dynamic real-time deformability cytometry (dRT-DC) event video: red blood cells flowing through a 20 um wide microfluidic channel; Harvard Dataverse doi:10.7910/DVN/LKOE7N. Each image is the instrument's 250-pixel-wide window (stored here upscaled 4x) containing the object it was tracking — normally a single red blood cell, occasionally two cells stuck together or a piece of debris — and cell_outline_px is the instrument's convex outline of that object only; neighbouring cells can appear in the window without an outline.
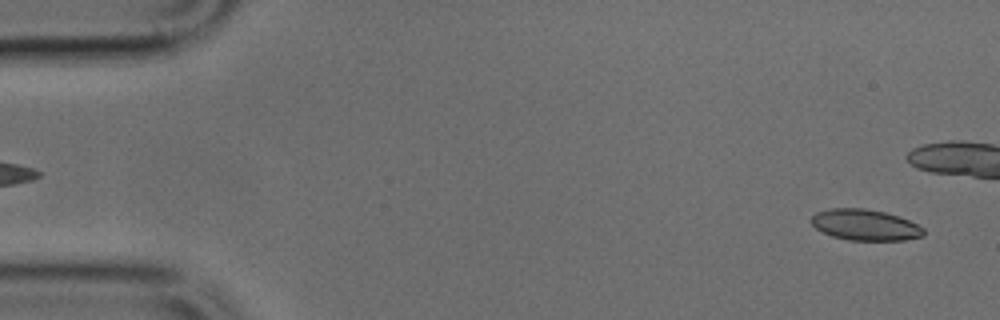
{"species": "common noctule bat (a hibernating species)", "species_latin": "Nyctalus noctula", "temperature_condition": "cold", "stored_images_in_passage": 49, "camera_frame_rate_fps": 3000, "um_per_image_px": 0.085, "animal": {"sex": "male", "body_mass_g": 17.9, "forearm_length_mm": 54.2}, "frame": {"image": 1, "passage_image": 2, "time_ms": 0.333, "image_size_px": [1000, 320], "cell_outline_px": [[924, 236], [904, 240], [848, 240], [832, 236], [816, 228], [812, 224], [812, 216], [816, 212], [828, 208], [864, 208], [884, 212], [908, 220], [924, 228]], "centroid_in_image_um": [73.53, 19.11], "position_along_channel_um": 11.5, "area_um2": 20.17}}
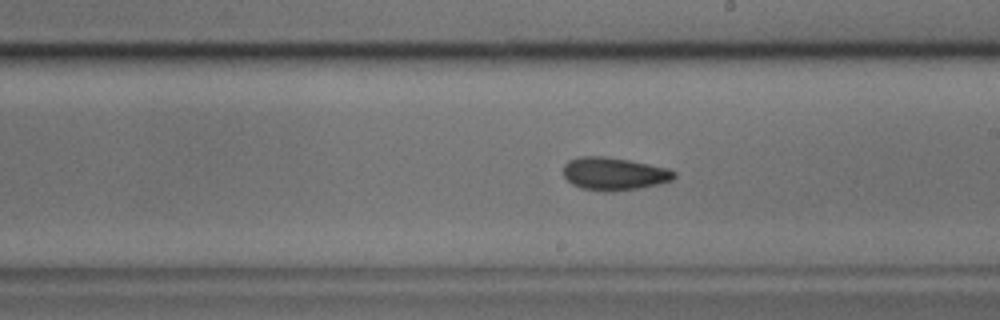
{"frame": {"image": 2, "passage_image": 27, "time_ms": 8.667, "image_size_px": [1000, 320], "cell_outline_px": [[676, 176], [672, 180], [660, 184], [640, 188], [612, 192], [608, 192], [580, 188], [572, 184], [564, 176], [564, 164], [568, 160], [580, 156], [604, 156], [628, 160], [668, 168], [676, 172]], "centroid_in_image_um": [52.2, 14.78], "position_along_channel_um": 236.8, "area_um2": 21.33}}
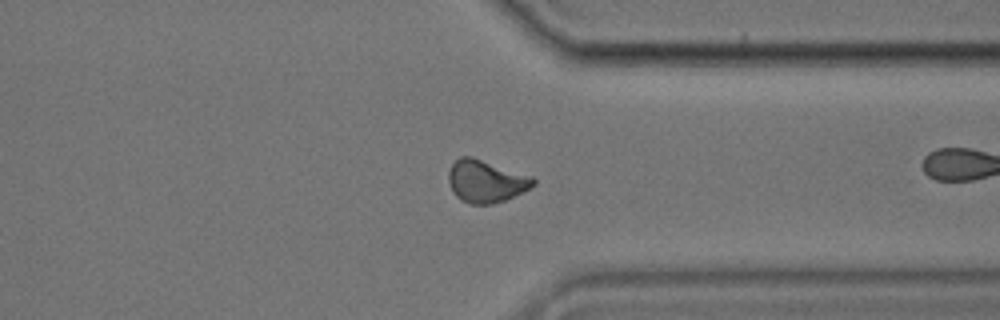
{"frame": {"image": 3, "passage_image": 37, "time_ms": 12.0, "image_size_px": [1000, 320], "cell_outline_px": [[536, 184], [504, 200], [492, 204], [472, 204], [460, 200], [452, 192], [448, 180], [448, 172], [452, 164], [460, 156], [472, 156], [532, 176], [536, 180]], "centroid_in_image_um": [41.27, 15.39], "position_along_channel_um": 370.1, "area_um2": 20.87}}